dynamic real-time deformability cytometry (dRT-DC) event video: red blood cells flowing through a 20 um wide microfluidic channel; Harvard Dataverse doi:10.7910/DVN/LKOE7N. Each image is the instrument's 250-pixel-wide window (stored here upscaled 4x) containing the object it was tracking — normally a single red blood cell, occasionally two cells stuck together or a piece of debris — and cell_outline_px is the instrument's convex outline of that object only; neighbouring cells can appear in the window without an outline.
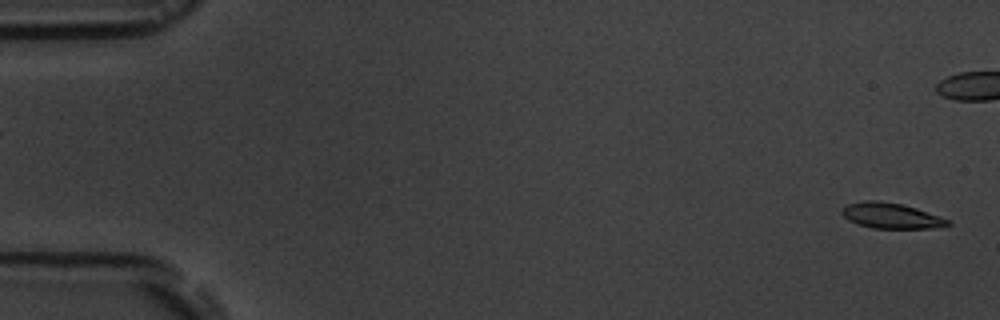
{"species": "common noctule bat (a hibernating species)", "species_latin": "Nyctalus noctula", "temperature_condition": "room temperature", "stored_images_in_passage": 5, "segment_of_instrument_passage": [2, 2], "camera_frame_rate_fps": 3000, "um_per_image_px": 0.085, "animal": {"sex": "male", "body_mass_g": 19.5, "forearm_length_mm": 54.6}, "frame": {"image": 1, "passage_image": 5, "time_ms": 5.667, "image_size_px": [1000, 320], "cell_outline_px": [[952, 224], [928, 228], [872, 228], [856, 224], [848, 220], [840, 212], [848, 204], [864, 200], [880, 200], [900, 204], [916, 208], [940, 216], [948, 220]], "centroid_in_image_um": [75.7, 18.33], "position_along_channel_um": 9.3, "area_um2": 15.61}}